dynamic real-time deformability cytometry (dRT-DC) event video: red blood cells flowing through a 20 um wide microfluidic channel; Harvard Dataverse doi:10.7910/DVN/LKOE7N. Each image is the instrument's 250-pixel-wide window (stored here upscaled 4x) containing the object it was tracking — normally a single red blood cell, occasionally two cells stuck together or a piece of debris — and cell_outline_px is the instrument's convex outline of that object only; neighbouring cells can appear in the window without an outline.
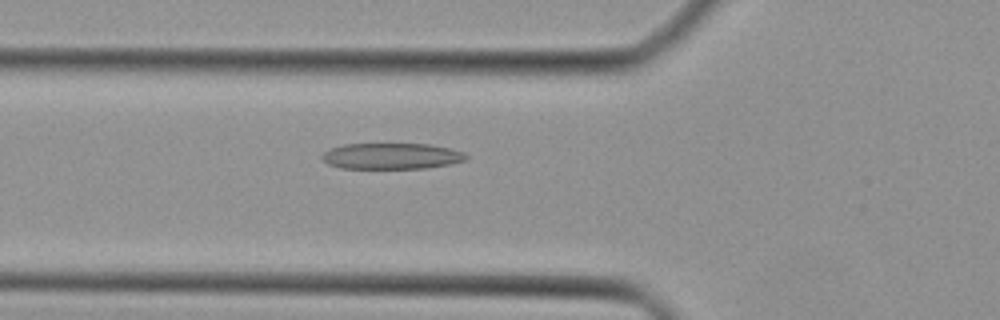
{"species": "Egyptian fruit bat (a non-hibernating species)", "species_latin": "Rousettus aegyptiacus", "temperature_condition": "cold", "stored_images_in_passage": 45, "camera_frame_rate_fps": 3000, "um_per_image_px": 0.085, "animal": {"sex": "female"}, "frame": {"image": 1, "passage_image": 16, "time_ms": 5.0, "image_size_px": [1000, 320], "cell_outline_px": [[468, 160], [452, 164], [428, 168], [340, 168], [328, 164], [320, 156], [324, 152], [332, 148], [344, 144], [428, 144], [448, 148], [464, 152], [468, 156]], "centroid_in_image_um": [33.32, 13.27], "position_along_channel_um": 92.5, "area_um2": 21.91}}
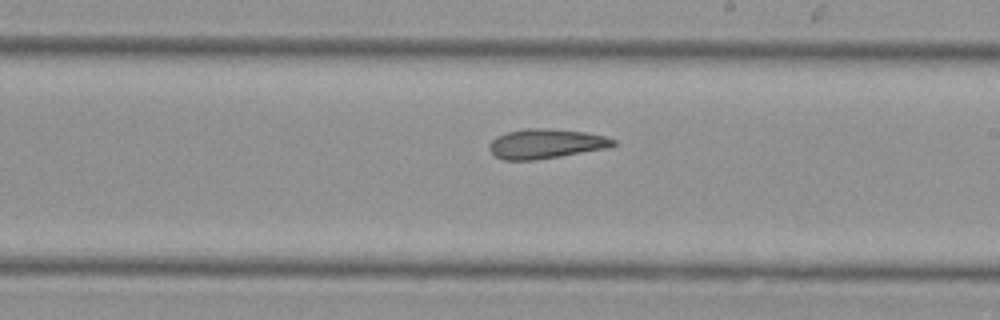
{"frame": {"image": 2, "passage_image": 26, "time_ms": 8.333, "image_size_px": [1000, 320], "cell_outline_px": [[616, 144], [608, 148], [536, 160], [504, 160], [496, 156], [488, 148], [488, 144], [496, 136], [508, 132], [524, 128], [544, 128], [584, 132], [608, 136], [616, 140]], "centroid_in_image_um": [46.4, 12.21], "position_along_channel_um": 242.6, "area_um2": 21.44}}
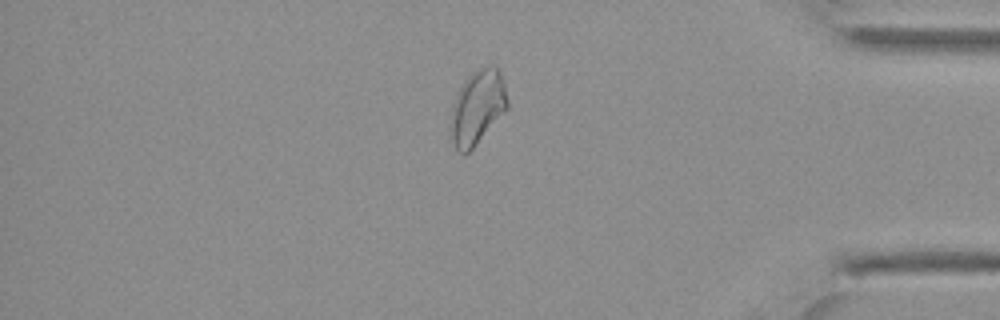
{"frame": {"image": 3, "passage_image": 38, "time_ms": 12.333, "image_size_px": [1000, 320], "cell_outline_px": [[508, 108], [472, 148], [464, 156], [456, 148], [452, 140], [452, 108], [456, 96], [464, 80], [476, 68], [488, 64], [496, 64], [500, 72], [504, 84], [508, 100]], "centroid_in_image_um": [40.61, 9.05], "position_along_channel_um": 394.6, "area_um2": 24.28}}